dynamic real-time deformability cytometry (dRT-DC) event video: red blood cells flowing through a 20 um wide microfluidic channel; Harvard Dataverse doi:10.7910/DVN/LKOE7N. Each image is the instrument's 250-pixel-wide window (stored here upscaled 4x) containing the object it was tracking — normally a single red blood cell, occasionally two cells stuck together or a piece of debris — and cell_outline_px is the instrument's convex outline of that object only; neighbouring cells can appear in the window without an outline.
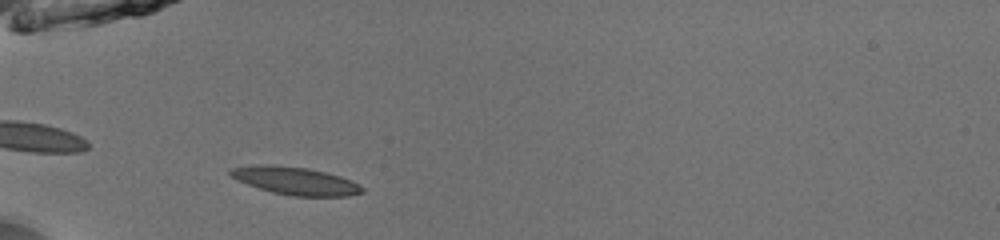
{"species": "common noctule bat (a hibernating species)", "species_latin": "Nyctalus noctula", "temperature_condition": "room temperature", "stored_images_in_passage": 34, "camera_frame_rate_fps": 3000, "um_per_image_px": 0.085, "animal": {"sex": "male", "body_mass_g": 13.0, "forearm_length_mm": 53.1}, "frame": {"image": 1, "passage_image": 2, "time_ms": 0.333, "image_size_px": [1000, 240], "cell_outline_px": [[364, 192], [348, 196], [292, 196], [272, 192], [248, 184], [232, 176], [228, 172], [228, 168], [260, 164], [272, 164], [308, 168], [340, 176], [360, 184], [364, 188]], "centroid_in_image_um": [25.12, 15.36], "position_along_channel_um": 59.9, "area_um2": 21.27}}
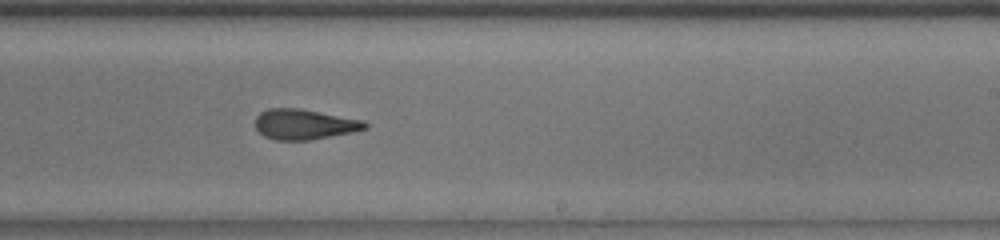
{"frame": {"image": 2, "passage_image": 18, "time_ms": 5.667, "image_size_px": [1000, 240], "cell_outline_px": [[368, 128], [352, 132], [308, 140], [276, 140], [264, 136], [256, 128], [256, 116], [260, 112], [268, 108], [300, 108], [364, 120], [368, 124]], "centroid_in_image_um": [25.87, 10.55], "position_along_channel_um": 263.1, "area_um2": 19.36}}
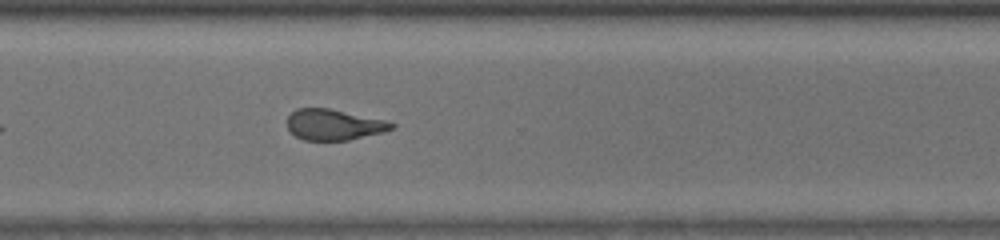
{"frame": {"image": 3, "passage_image": 24, "time_ms": 7.667, "image_size_px": [1000, 240], "cell_outline_px": [[396, 128], [384, 132], [348, 140], [304, 140], [296, 136], [288, 128], [288, 116], [296, 108], [328, 108], [384, 120], [396, 124]], "centroid_in_image_um": [28.39, 10.6], "position_along_channel_um": 342.2, "area_um2": 18.61}, "authors_computed_cell_mechanics": {"area_um2": 19.8832, "velocity_mm_per_s": 3.9749, "shape_relaxation_time_tau1_ms": 3.7779, "shape_relaxation_time_tau2_ms": 1.6674, "deformation_change_tau1": 0.1788, "deformation_change_tau2": 0.0923}}